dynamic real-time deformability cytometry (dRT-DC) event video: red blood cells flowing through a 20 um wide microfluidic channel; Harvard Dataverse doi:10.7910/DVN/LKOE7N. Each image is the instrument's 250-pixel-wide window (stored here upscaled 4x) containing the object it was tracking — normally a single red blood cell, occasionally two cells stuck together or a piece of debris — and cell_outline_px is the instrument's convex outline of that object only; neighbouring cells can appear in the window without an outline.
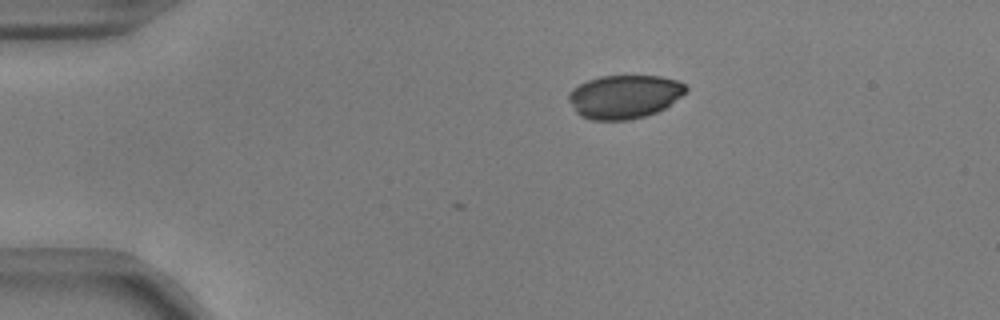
{"species": "common noctule bat (a hibernating species)", "species_latin": "Nyctalus noctula", "temperature_condition": "warm", "stored_images_in_passage": 3, "camera_frame_rate_fps": 3000, "um_per_image_px": 0.085, "animal": {"sex": "male", "body_mass_g": 17.9, "forearm_length_mm": 54.2}, "frame": {"image": 1, "passage_image": 1, "time_ms": 0.0, "image_size_px": [1000, 320], "cell_outline_px": [[688, 88], [680, 96], [664, 108], [656, 112], [644, 116], [628, 120], [592, 120], [580, 116], [576, 112], [568, 100], [568, 92], [572, 88], [588, 80], [600, 76], [660, 76], [676, 80], [684, 84]], "centroid_in_image_um": [53.02, 8.22], "position_along_channel_um": 32.0, "area_um2": 29.59}}